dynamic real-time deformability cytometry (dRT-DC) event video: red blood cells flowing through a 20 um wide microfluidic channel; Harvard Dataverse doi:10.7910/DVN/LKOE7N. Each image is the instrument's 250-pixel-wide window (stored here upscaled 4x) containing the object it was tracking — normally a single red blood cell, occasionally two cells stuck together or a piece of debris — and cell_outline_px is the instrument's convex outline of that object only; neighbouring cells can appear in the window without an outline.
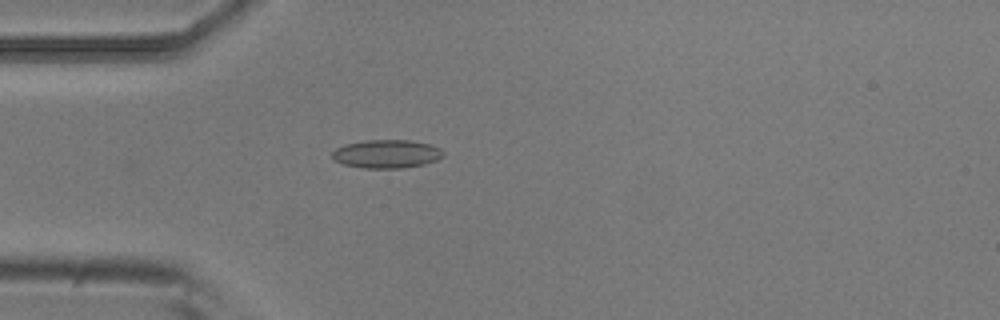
{"species": "common noctule bat (a hibernating species)", "species_latin": "Nyctalus noctula", "temperature_condition": "room temperature", "stored_images_in_passage": 2, "camera_frame_rate_fps": 3000, "um_per_image_px": 0.085, "animal": {"sex": "male", "body_mass_g": 20.5, "forearm_length_mm": 52.5}, "frame": {"image": 1, "passage_image": 2, "time_ms": 0.333, "image_size_px": [1000, 320], "cell_outline_px": [[444, 156], [436, 160], [424, 164], [404, 168], [364, 168], [344, 164], [336, 160], [332, 156], [332, 152], [336, 148], [344, 144], [364, 140], [412, 140], [428, 144], [440, 148], [444, 152]], "centroid_in_image_um": [32.88, 13.07], "position_along_channel_um": 52.1, "area_um2": 18.38}}